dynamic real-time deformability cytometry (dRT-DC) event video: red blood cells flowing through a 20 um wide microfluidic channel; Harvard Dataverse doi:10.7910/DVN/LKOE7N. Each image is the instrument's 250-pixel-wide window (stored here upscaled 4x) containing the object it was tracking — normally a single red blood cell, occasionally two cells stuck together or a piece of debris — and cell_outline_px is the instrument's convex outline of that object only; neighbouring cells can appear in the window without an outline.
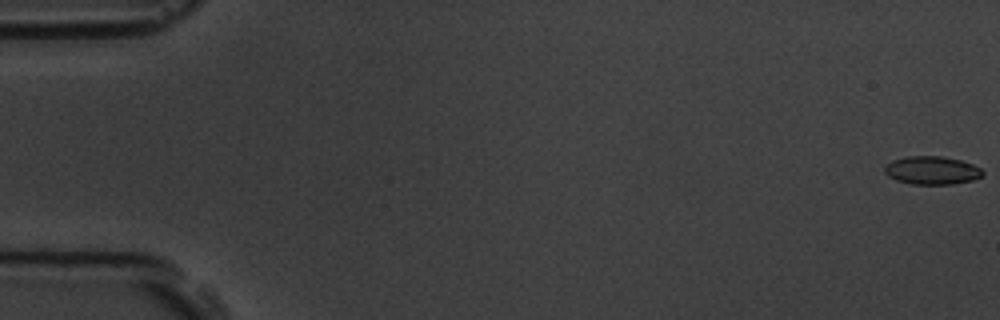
{"species": "common noctule bat (a hibernating species)", "species_latin": "Nyctalus noctula", "temperature_condition": "room temperature", "stored_images_in_passage": 5, "camera_frame_rate_fps": 3000, "um_per_image_px": 0.085, "animal": {"sex": "male", "body_mass_g": 19.5, "forearm_length_mm": 54.6}, "frame": {"image": 1, "passage_image": 1, "time_ms": 0.0, "image_size_px": [1000, 320], "cell_outline_px": [[984, 176], [972, 180], [952, 184], [912, 184], [896, 180], [888, 176], [884, 172], [884, 168], [892, 160], [908, 156], [940, 156], [960, 160], [972, 164], [980, 168], [984, 172]], "centroid_in_image_um": [79.22, 14.48], "position_along_channel_um": 5.8, "area_um2": 16.07}}
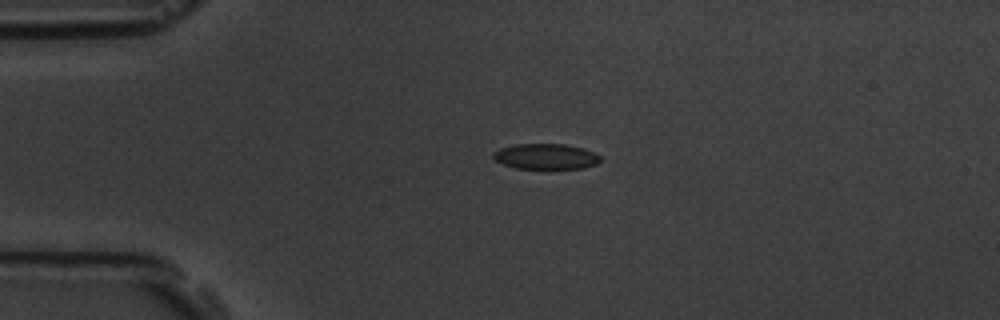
{"frame": {"image": 2, "passage_image": 4, "time_ms": 4.333, "image_size_px": [1000, 320], "cell_outline_px": [[600, 160], [596, 164], [584, 168], [552, 172], [516, 168], [504, 164], [496, 160], [492, 156], [492, 152], [500, 148], [516, 144], [564, 144], [584, 148], [596, 152], [600, 156]], "centroid_in_image_um": [46.43, 13.35], "position_along_channel_um": 38.6, "area_um2": 16.88}}